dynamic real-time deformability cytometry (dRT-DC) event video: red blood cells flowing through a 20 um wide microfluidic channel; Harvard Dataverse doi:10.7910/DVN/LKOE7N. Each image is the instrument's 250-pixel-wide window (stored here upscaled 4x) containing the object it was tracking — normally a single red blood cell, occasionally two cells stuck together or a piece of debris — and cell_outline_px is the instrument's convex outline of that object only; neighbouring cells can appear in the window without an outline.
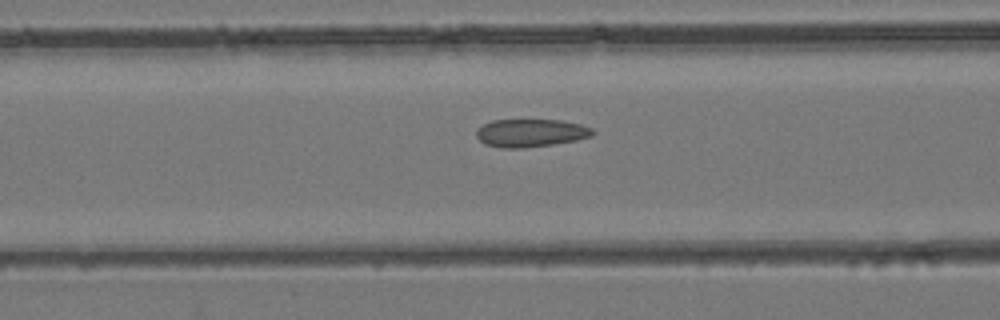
{"species": "common noctule bat (a hibernating species)", "species_latin": "Nyctalus noctula", "temperature_condition": "room temperature", "stored_images_in_passage": 34, "camera_frame_rate_fps": 3000, "um_per_image_px": 0.085, "animal": {"sex": "female", "body_mass_g": 24.6, "forearm_length_mm": 56.2}, "frame": {"image": 1, "passage_image": 5, "time_ms": 1.333, "image_size_px": [1000, 320], "cell_outline_px": [[596, 132], [592, 136], [576, 140], [552, 144], [524, 148], [504, 148], [484, 144], [476, 136], [476, 132], [484, 124], [492, 120], [560, 120], [580, 124], [592, 128]], "centroid_in_image_um": [45.13, 11.3], "position_along_channel_um": 121.5, "area_um2": 18.84}}
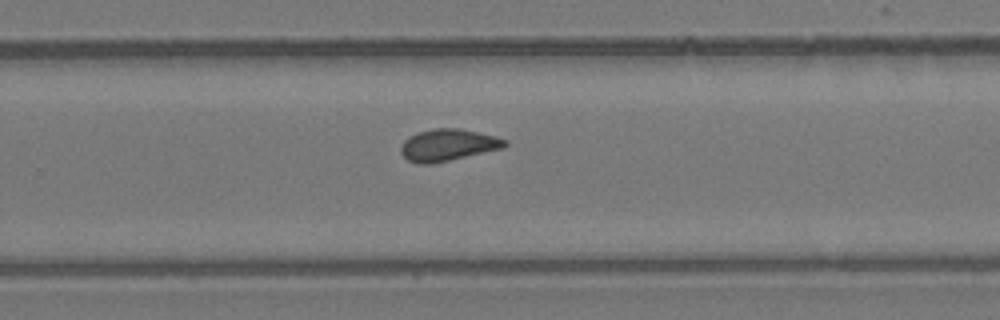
{"frame": {"image": 2, "passage_image": 17, "time_ms": 5.333, "image_size_px": [1000, 320], "cell_outline_px": [[508, 144], [504, 148], [448, 160], [428, 164], [420, 164], [408, 160], [400, 152], [400, 148], [404, 140], [408, 136], [416, 132], [432, 128], [456, 128], [496, 136], [508, 140]], "centroid_in_image_um": [38.06, 12.31], "position_along_channel_um": 291.7, "area_um2": 19.25}}
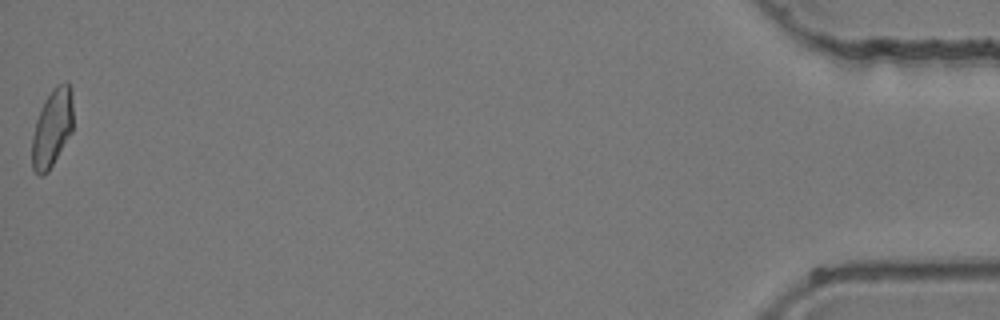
{"frame": {"image": 3, "passage_image": 34, "time_ms": 11.0, "image_size_px": [1000, 320], "cell_outline_px": [[72, 132], [48, 172], [40, 176], [32, 168], [32, 136], [36, 120], [40, 108], [44, 100], [52, 88], [56, 84], [64, 80], [68, 80], [72, 88]], "centroid_in_image_um": [4.44, 10.81], "position_along_channel_um": 430.8, "area_um2": 18.96}}